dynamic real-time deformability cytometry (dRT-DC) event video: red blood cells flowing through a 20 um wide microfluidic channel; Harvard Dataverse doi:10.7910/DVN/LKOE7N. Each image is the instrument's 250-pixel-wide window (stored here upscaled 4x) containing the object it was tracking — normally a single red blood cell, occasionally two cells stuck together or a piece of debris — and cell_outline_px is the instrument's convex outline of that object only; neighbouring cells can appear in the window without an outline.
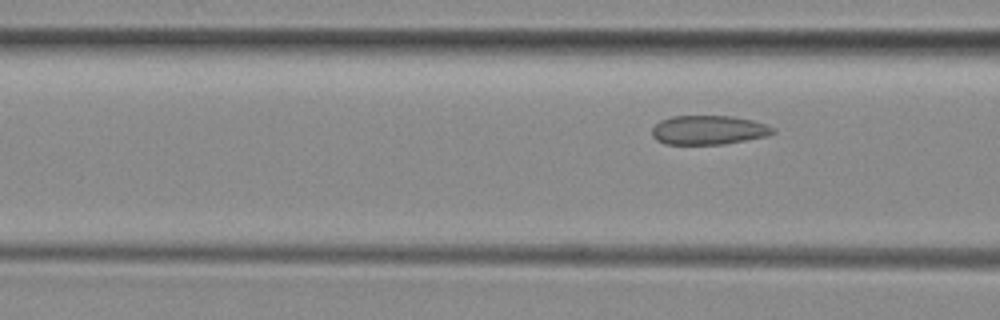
{"species": "common noctule bat (a hibernating species)", "species_latin": "Nyctalus noctula", "temperature_condition": "room temperature", "stored_images_in_passage": 5, "segment_of_instrument_passage": [2, 2], "camera_frame_rate_fps": 3000, "um_per_image_px": 0.085, "animal": {"sex": "female", "body_mass_g": 29.2, "forearm_length_mm": 56.3}, "frame": {"image": 1, "passage_image": 5, "time_ms": 5.333, "image_size_px": [1000, 320], "cell_outline_px": [[776, 132], [768, 136], [724, 144], [664, 144], [656, 140], [652, 136], [652, 128], [660, 120], [672, 116], [732, 116], [752, 120], [776, 128]], "centroid_in_image_um": [60.23, 11.05], "position_along_channel_um": 106.4, "area_um2": 20.63}}